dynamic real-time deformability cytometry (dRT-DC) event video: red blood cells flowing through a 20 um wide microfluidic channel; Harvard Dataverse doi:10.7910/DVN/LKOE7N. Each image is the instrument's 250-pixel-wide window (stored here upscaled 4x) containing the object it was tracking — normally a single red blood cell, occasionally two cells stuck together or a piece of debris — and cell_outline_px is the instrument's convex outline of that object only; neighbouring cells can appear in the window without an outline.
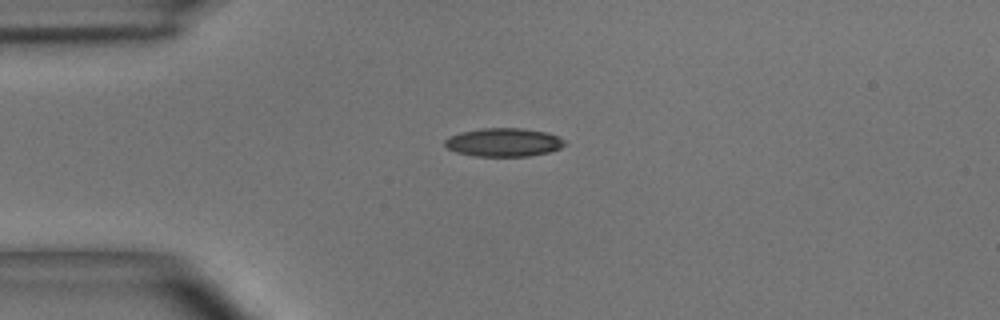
{"species": "common noctule bat (a hibernating species)", "species_latin": "Nyctalus noctula", "temperature_condition": "room temperature", "stored_images_in_passage": 4, "camera_frame_rate_fps": 3000, "um_per_image_px": 0.085, "animal": {"sex": "male", "body_mass_g": 15.6}, "frame": {"image": 1, "passage_image": 3, "time_ms": 0.667, "image_size_px": [1000, 320], "cell_outline_px": [[568, 144], [560, 148], [548, 152], [528, 156], [476, 156], [456, 152], [448, 148], [444, 144], [444, 140], [448, 136], [460, 132], [484, 128], [524, 128], [544, 132], [556, 136], [564, 140]], "centroid_in_image_um": [42.79, 12.09], "position_along_channel_um": 42.2, "area_um2": 19.83}}
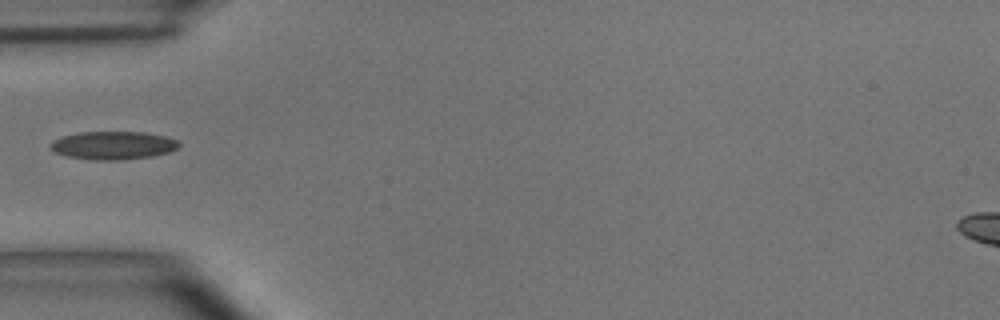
{"frame": {"image": 2, "passage_image": 4, "time_ms": 1.0, "image_size_px": [1000, 320], "cell_outline_px": [[180, 144], [176, 148], [168, 152], [152, 156], [120, 160], [92, 160], [64, 156], [48, 148], [52, 140], [64, 136], [80, 132], [144, 132], [164, 136], [176, 140]], "centroid_in_image_um": [9.56, 12.36], "position_along_channel_um": 75.4, "area_um2": 21.04}}